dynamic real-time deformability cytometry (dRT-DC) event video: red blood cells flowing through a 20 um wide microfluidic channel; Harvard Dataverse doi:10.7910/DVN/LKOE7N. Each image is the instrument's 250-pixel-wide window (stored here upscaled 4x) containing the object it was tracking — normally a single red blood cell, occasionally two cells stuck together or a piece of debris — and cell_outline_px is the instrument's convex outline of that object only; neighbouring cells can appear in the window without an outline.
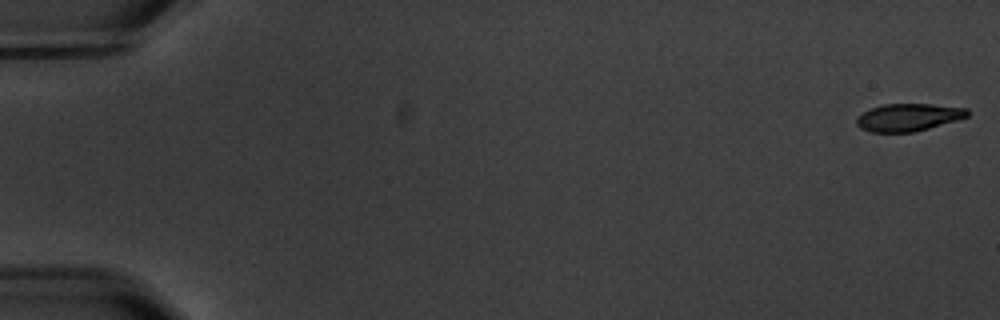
{"species": "common noctule bat (a hibernating species)", "species_latin": "Nyctalus noctula", "temperature_condition": "warm", "stored_images_in_passage": 9, "camera_frame_rate_fps": 3000, "um_per_image_px": 0.085, "animal": {"sex": "male", "body_mass_g": 20.1, "forearm_length_mm": 53.5}, "frame": {"image": 1, "passage_image": 1, "time_ms": 0.0, "image_size_px": [1000, 320], "cell_outline_px": [[968, 116], [956, 120], [928, 128], [912, 132], [872, 132], [860, 128], [856, 124], [856, 116], [872, 108], [884, 104], [932, 104], [968, 108]], "centroid_in_image_um": [77.19, 9.97], "position_along_channel_um": 7.8, "area_um2": 17.63}}
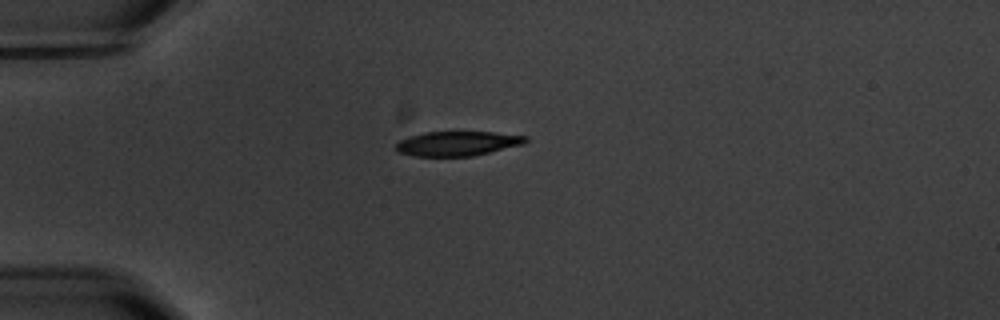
{"frame": {"image": 2, "passage_image": 4, "time_ms": 5.0, "image_size_px": [1000, 320], "cell_outline_px": [[528, 140], [524, 144], [472, 156], [416, 156], [396, 152], [396, 144], [400, 140], [408, 136], [424, 132], [496, 132], [528, 136]], "centroid_in_image_um": [38.88, 12.19], "position_along_channel_um": 46.1, "area_um2": 18.61}}
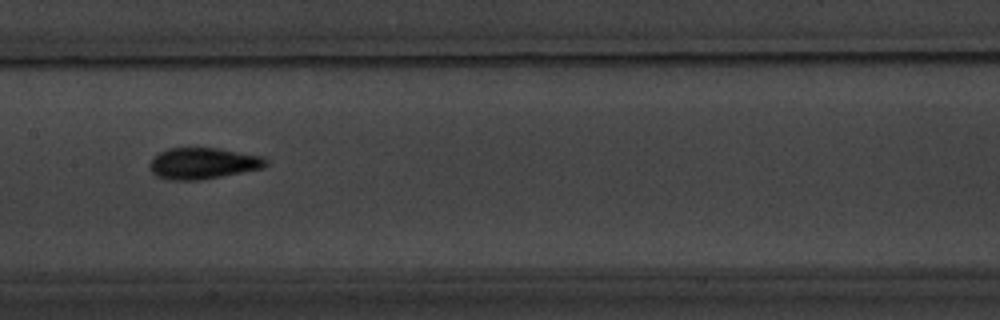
{"frame": {"image": 3, "passage_image": 8, "time_ms": 9.667, "image_size_px": [1000, 320], "cell_outline_px": [[268, 164], [264, 168], [200, 180], [168, 180], [156, 176], [148, 168], [148, 164], [152, 156], [168, 148], [216, 148], [264, 156], [268, 160]], "centroid_in_image_um": [17.23, 13.89], "position_along_channel_um": 190.2, "area_um2": 21.44}}